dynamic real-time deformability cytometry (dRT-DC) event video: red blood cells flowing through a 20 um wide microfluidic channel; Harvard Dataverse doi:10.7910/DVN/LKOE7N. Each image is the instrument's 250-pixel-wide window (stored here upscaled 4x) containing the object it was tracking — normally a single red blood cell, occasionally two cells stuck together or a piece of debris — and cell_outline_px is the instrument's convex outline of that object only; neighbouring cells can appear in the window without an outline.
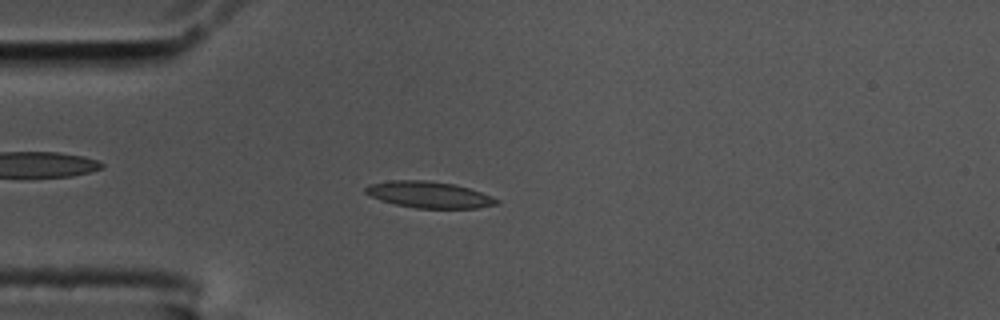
{"species": "common noctule bat (a hibernating species)", "species_latin": "Nyctalus noctula", "temperature_condition": "cold", "stored_images_in_passage": 55, "camera_frame_rate_fps": 3000, "um_per_image_px": 0.085, "animal": {"sex": "male", "body_mass_g": 17.5, "forearm_length_mm": 52.3}, "frame": {"image": 1, "passage_image": 14, "time_ms": 4.333, "image_size_px": [1000, 320], "cell_outline_px": [[500, 204], [476, 208], [416, 208], [396, 204], [380, 200], [364, 192], [364, 188], [368, 184], [392, 180], [424, 180], [452, 184], [468, 188], [492, 196], [500, 200]], "centroid_in_image_um": [36.47, 16.55], "position_along_channel_um": 48.5, "area_um2": 20.06}}
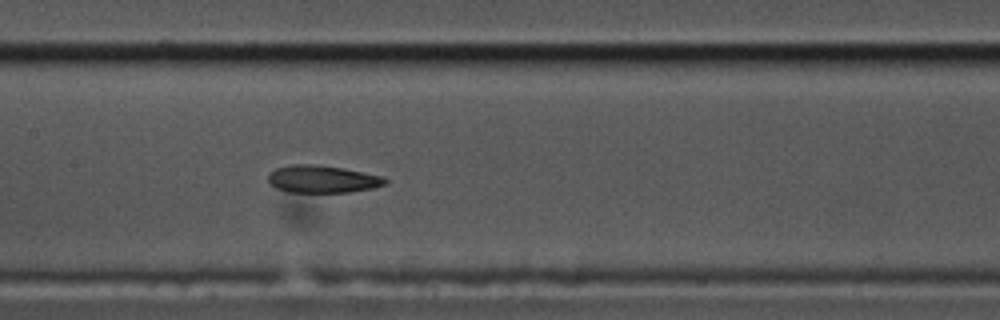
{"frame": {"image": 2, "passage_image": 26, "time_ms": 8.333, "image_size_px": [1000, 320], "cell_outline_px": [[388, 180], [384, 184], [372, 188], [348, 192], [288, 192], [276, 188], [268, 184], [268, 172], [276, 168], [292, 164], [316, 164], [344, 168], [384, 176]], "centroid_in_image_um": [27.36, 15.21], "position_along_channel_um": 180.0, "area_um2": 18.9}}
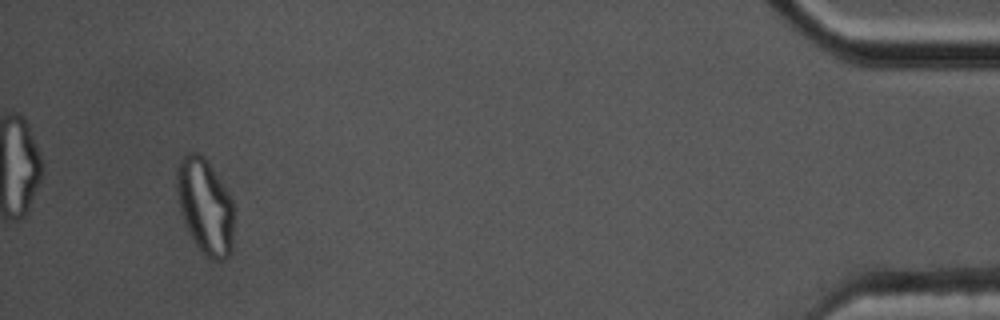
{"frame": {"image": 3, "passage_image": 52, "time_ms": 17.0, "image_size_px": [1000, 320], "cell_outline_px": [[232, 252], [224, 260], [212, 260], [204, 256], [192, 240], [188, 232], [180, 208], [176, 192], [176, 168], [184, 152], [196, 152], [204, 156], [228, 192], [232, 200]], "centroid_in_image_um": [17.4, 17.53], "position_along_channel_um": 417.8, "area_um2": 31.91}, "authors_computed_cell_mechanics": {"area_um2": 19.5364, "velocity_mm_per_s": 3.5862, "shape_relaxation_time_tau1_ms": null, "shape_relaxation_time_tau2_ms": 3.1276, "deformation_change_tau1": null, "deformation_change_tau2": 0.1084}}